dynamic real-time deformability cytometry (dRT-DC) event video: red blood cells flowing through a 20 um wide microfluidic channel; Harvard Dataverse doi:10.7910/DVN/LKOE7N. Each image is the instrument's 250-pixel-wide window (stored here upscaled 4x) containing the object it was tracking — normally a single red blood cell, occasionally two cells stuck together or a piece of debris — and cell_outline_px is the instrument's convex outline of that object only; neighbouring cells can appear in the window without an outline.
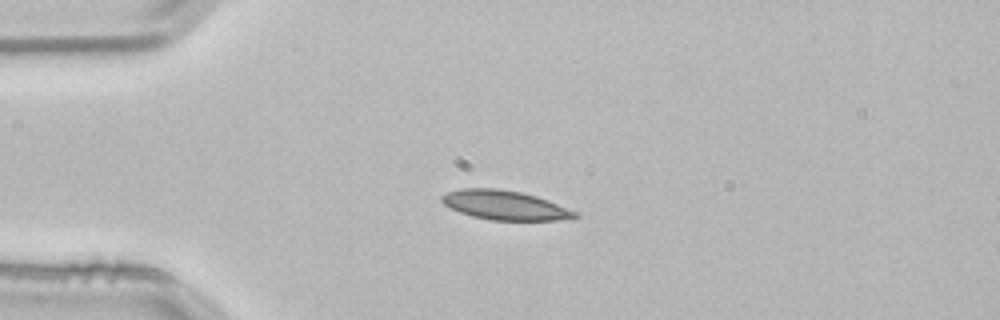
{"species": "common noctule bat (a hibernating species)", "species_latin": "Nyctalus noctula", "temperature_condition": "room temperature", "stored_images_in_passage": 1, "camera_frame_rate_fps": 3000, "um_per_image_px": 0.085, "animal": {"sex": "male", "body_mass_g": 21.5, "forearm_length_mm": 52.0}, "frame": {"image": 1, "passage_image": 1, "time_ms": 0.0, "image_size_px": [1000, 320], "cell_outline_px": [[580, 216], [556, 220], [492, 220], [472, 216], [460, 212], [444, 204], [440, 200], [440, 196], [448, 192], [460, 188], [496, 188], [520, 192], [536, 196], [548, 200], [576, 212]], "centroid_in_image_um": [42.87, 17.43], "position_along_channel_um": 42.1, "area_um2": 22.48}}